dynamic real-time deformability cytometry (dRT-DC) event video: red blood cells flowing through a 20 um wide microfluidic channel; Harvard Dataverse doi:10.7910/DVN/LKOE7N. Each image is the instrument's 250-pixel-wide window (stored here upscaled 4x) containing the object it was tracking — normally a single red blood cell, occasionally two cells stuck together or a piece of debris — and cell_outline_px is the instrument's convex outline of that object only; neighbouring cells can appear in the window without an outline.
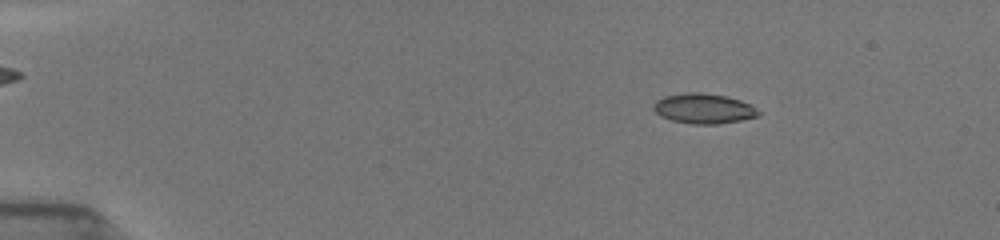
{"species": "common noctule bat (a hibernating species)", "species_latin": "Nyctalus noctula", "temperature_condition": "room temperature", "stored_images_in_passage": 38, "camera_frame_rate_fps": 3000, "um_per_image_px": 0.085, "animal": {"sex": "female", "body_mass_g": 19.5, "forearm_length_mm": 54.1}, "frame": {"image": 1, "passage_image": 3, "time_ms": 0.667, "image_size_px": [1000, 240], "cell_outline_px": [[760, 116], [740, 120], [716, 124], [692, 124], [672, 120], [660, 116], [652, 108], [652, 104], [656, 100], [664, 96], [684, 92], [704, 92], [724, 96], [740, 100], [752, 104], [760, 112]], "centroid_in_image_um": [59.8, 9.22], "position_along_channel_um": 25.2, "area_um2": 18.55}}
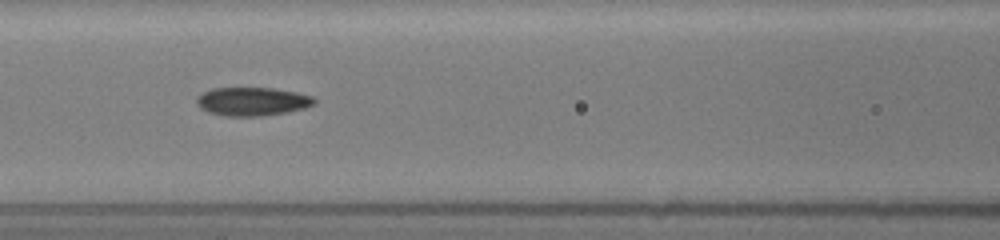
{"frame": {"image": 2, "passage_image": 16, "time_ms": 6.0, "image_size_px": [1000, 240], "cell_outline_px": [[316, 104], [304, 108], [288, 112], [260, 116], [224, 116], [208, 112], [200, 108], [196, 104], [196, 96], [212, 88], [272, 88], [296, 92], [312, 96], [316, 100]], "centroid_in_image_um": [21.43, 8.63], "position_along_channel_um": 145.2, "area_um2": 19.65}}
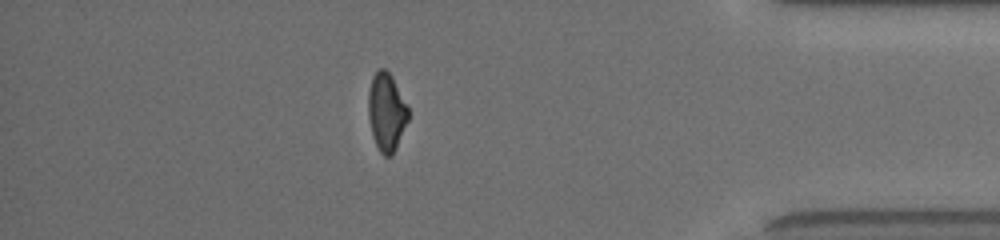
{"frame": {"image": 3, "passage_image": 33, "time_ms": 13.333, "image_size_px": [1000, 240], "cell_outline_px": [[408, 120], [396, 148], [392, 156], [384, 156], [380, 152], [372, 136], [368, 116], [368, 92], [372, 76], [380, 68], [384, 68], [392, 76], [408, 108]], "centroid_in_image_um": [32.83, 9.53], "position_along_channel_um": 402.4, "area_um2": 18.09}, "authors_computed_cell_mechanics": {"area_um2": 19.363, "velocity_mm_per_s": 3.9433, "shape_relaxation_time_tau1_ms": 10.7148, "shape_relaxation_time_tau2_ms": 4.2518, "deformation_change_tau1": 0.2361, "deformation_change_tau2": 0.1017}}